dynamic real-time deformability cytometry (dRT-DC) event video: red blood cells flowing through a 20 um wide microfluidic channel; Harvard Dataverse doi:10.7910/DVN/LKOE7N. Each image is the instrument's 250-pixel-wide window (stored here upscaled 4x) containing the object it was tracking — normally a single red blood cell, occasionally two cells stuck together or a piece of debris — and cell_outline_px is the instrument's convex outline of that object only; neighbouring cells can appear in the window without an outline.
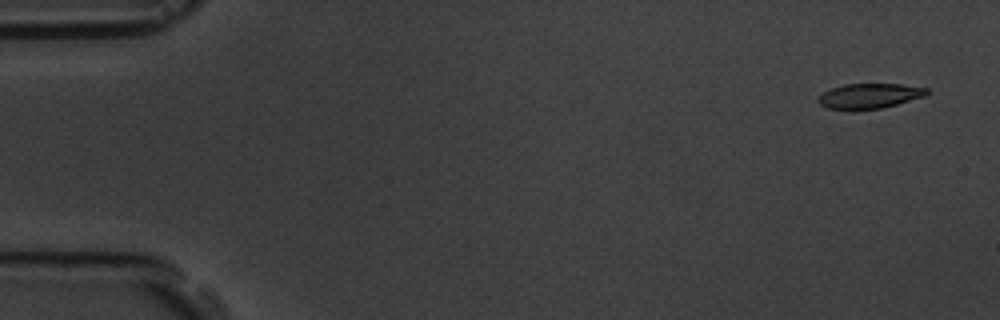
{"species": "common noctule bat (a hibernating species)", "species_latin": "Nyctalus noctula", "temperature_condition": "room temperature", "stored_images_in_passage": 11, "camera_frame_rate_fps": 3000, "um_per_image_px": 0.085, "animal": {"sex": "male", "body_mass_g": 19.5, "forearm_length_mm": 54.6}, "frame": {"image": 1, "passage_image": 1, "time_ms": 0.0, "image_size_px": [1000, 320], "cell_outline_px": [[928, 92], [924, 96], [896, 104], [880, 108], [828, 108], [820, 104], [816, 100], [824, 92], [832, 88], [844, 84], [900, 84], [928, 88]], "centroid_in_image_um": [73.91, 8.12], "position_along_channel_um": 11.1, "area_um2": 15.26}}
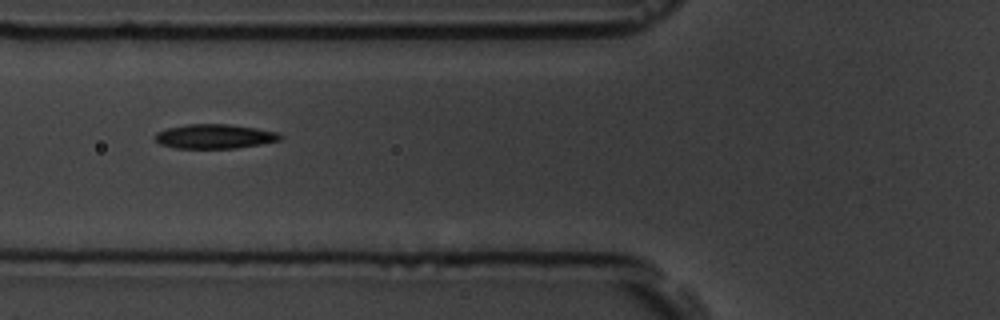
{"frame": {"image": 2, "passage_image": 6, "time_ms": 6.333, "image_size_px": [1000, 320], "cell_outline_px": [[284, 136], [280, 140], [260, 144], [236, 148], [176, 148], [160, 144], [156, 140], [156, 132], [168, 128], [188, 124], [228, 124], [256, 128], [276, 132]], "centroid_in_image_um": [18.25, 11.59], "position_along_channel_um": 107.5, "area_um2": 17.63}}
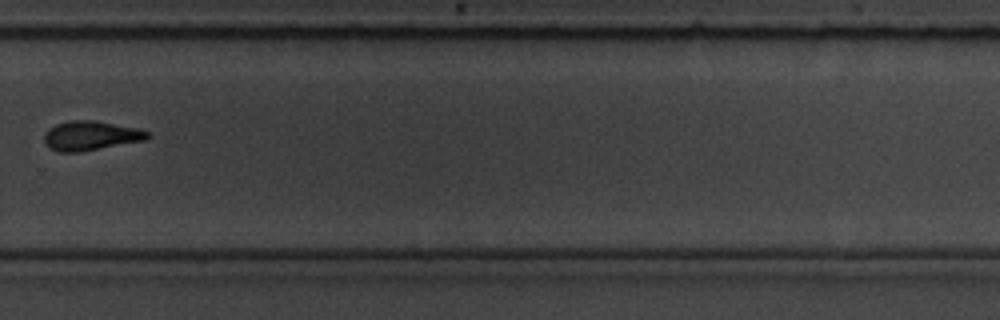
{"frame": {"image": 3, "passage_image": 11, "time_ms": 12.333, "image_size_px": [1000, 320], "cell_outline_px": [[152, 136], [144, 140], [80, 152], [60, 152], [48, 148], [44, 140], [44, 136], [48, 128], [56, 124], [68, 120], [92, 120], [136, 128], [148, 132]], "centroid_in_image_um": [7.67, 11.53], "position_along_channel_um": 322.1, "area_um2": 17.57}}